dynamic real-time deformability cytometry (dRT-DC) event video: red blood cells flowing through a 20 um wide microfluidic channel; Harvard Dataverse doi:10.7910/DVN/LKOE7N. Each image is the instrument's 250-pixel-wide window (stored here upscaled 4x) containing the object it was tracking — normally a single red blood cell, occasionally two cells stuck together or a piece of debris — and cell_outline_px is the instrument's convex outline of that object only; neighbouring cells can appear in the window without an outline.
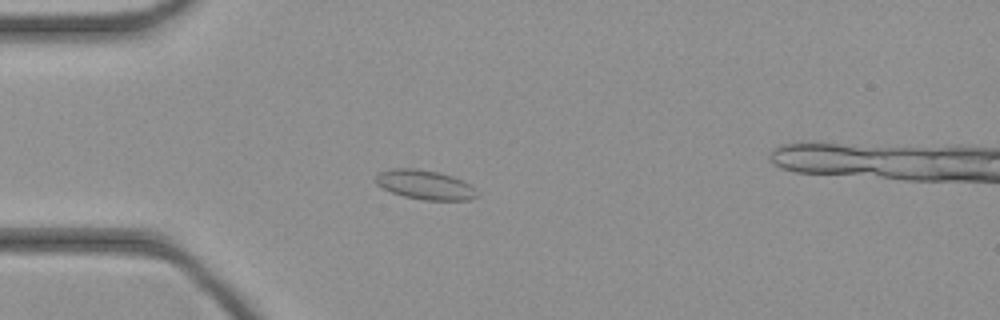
{"species": "common noctule bat (a hibernating species)", "species_latin": "Nyctalus noctula", "temperature_condition": "cold", "stored_images_in_passage": 47, "camera_frame_rate_fps": 3000, "um_per_image_px": 0.085, "animal": {"sex": "female", "body_mass_g": 21.9}, "frame": {"image": 1, "passage_image": 13, "time_ms": 4.0, "image_size_px": [1000, 320], "cell_outline_px": [[480, 196], [468, 200], [424, 200], [404, 196], [392, 192], [376, 184], [376, 172], [392, 168], [416, 168], [440, 172], [452, 176], [476, 188], [480, 192]], "centroid_in_image_um": [36.14, 15.7], "position_along_channel_um": 48.9, "area_um2": 17.51}}
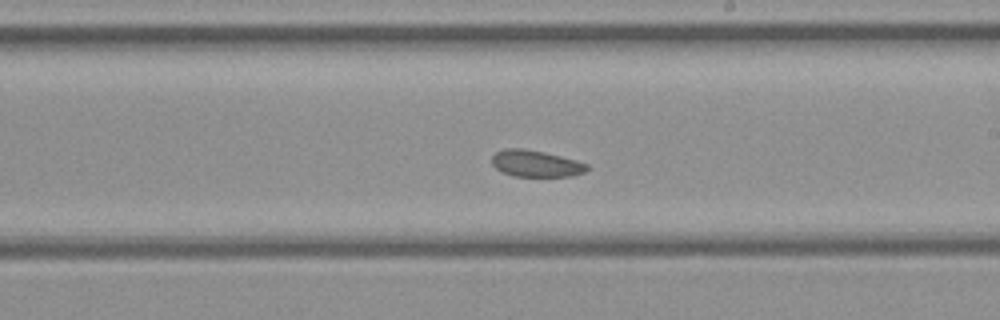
{"frame": {"image": 2, "passage_image": 27, "time_ms": 8.667, "image_size_px": [1000, 320], "cell_outline_px": [[588, 168], [584, 172], [572, 176], [512, 176], [500, 172], [492, 164], [492, 156], [496, 152], [504, 148], [524, 148], [544, 152], [576, 160], [588, 164]], "centroid_in_image_um": [45.51, 13.9], "position_along_channel_um": 243.5, "area_um2": 14.8}}
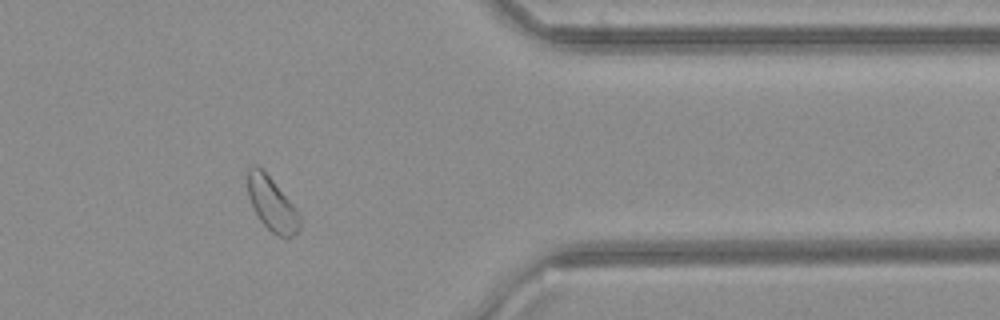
{"frame": {"image": 3, "passage_image": 38, "time_ms": 12.333, "image_size_px": [1000, 320], "cell_outline_px": [[300, 228], [292, 236], [280, 236], [272, 232], [260, 220], [248, 196], [248, 168], [252, 164], [256, 164], [272, 180], [300, 212]], "centroid_in_image_um": [23.12, 17.33], "position_along_channel_um": 388.3, "area_um2": 15.95}}